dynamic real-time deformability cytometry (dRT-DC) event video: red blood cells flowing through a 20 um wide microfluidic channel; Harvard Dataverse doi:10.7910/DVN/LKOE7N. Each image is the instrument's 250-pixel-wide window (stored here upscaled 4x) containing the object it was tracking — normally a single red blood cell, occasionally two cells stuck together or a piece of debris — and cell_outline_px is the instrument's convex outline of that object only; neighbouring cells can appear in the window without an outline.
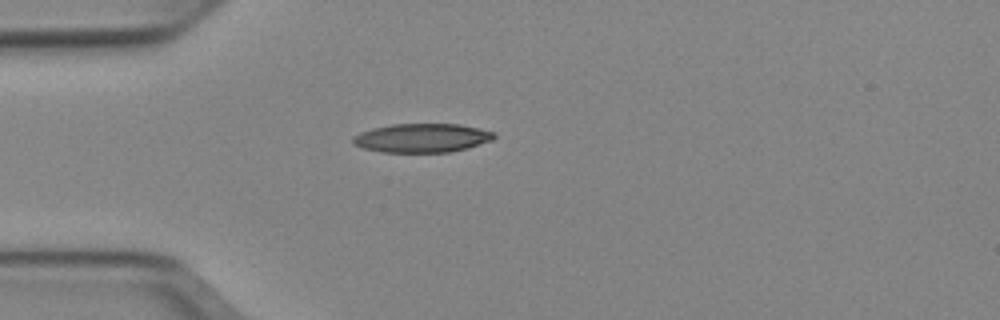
{"species": "Egyptian fruit bat (a non-hibernating species)", "species_latin": "Rousettus aegyptiacus", "temperature_condition": "cold", "stored_images_in_passage": 38, "camera_frame_rate_fps": 3000, "um_per_image_px": 0.085, "animal": {"sex": "female"}, "frame": {"image": 1, "passage_image": 1, "time_ms": 0.0, "image_size_px": [1000, 320], "cell_outline_px": [[496, 136], [492, 140], [468, 148], [448, 152], [380, 152], [364, 148], [352, 144], [352, 136], [360, 132], [372, 128], [392, 124], [460, 124], [496, 132]], "centroid_in_image_um": [35.86, 11.72], "position_along_channel_um": 49.1, "area_um2": 23.87}}
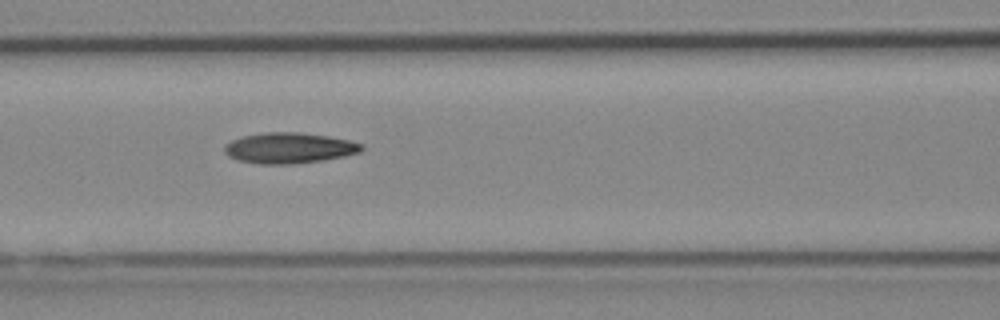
{"frame": {"image": 2, "passage_image": 9, "time_ms": 2.667, "image_size_px": [1000, 320], "cell_outline_px": [[364, 148], [360, 152], [344, 156], [324, 160], [296, 164], [256, 164], [236, 160], [228, 156], [224, 152], [224, 144], [240, 136], [264, 132], [300, 132], [328, 136], [348, 140], [364, 144]], "centroid_in_image_um": [24.55, 12.58], "position_along_channel_um": 142.1, "area_um2": 24.91}}
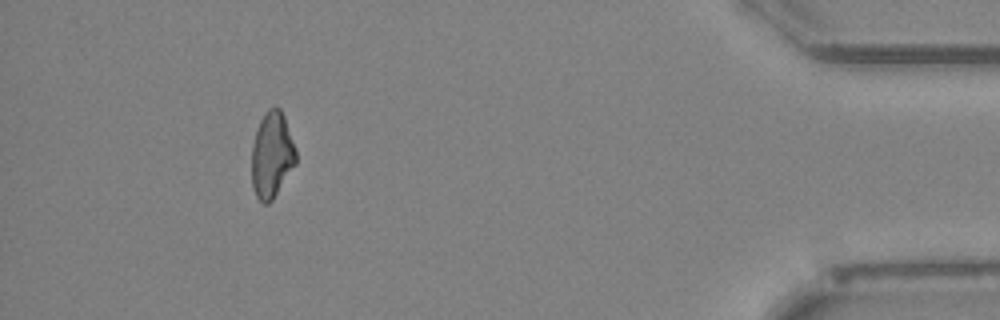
{"frame": {"image": 3, "passage_image": 34, "time_ms": 11.0, "image_size_px": [1000, 320], "cell_outline_px": [[296, 164], [272, 200], [268, 204], [264, 204], [256, 196], [252, 188], [252, 144], [260, 120], [264, 112], [268, 108], [280, 108], [284, 116], [296, 148]], "centroid_in_image_um": [23.11, 13.18], "position_along_channel_um": 412.1, "area_um2": 22.2}, "authors_computed_cell_mechanics": {"area_um2": 23.3512, "velocity_mm_per_s": 3.9559, "shape_relaxation_time_tau1_ms": 9.2144, "shape_relaxation_time_tau2_ms": 5.6429, "deformation_change_tau1": 0.2231, "deformation_change_tau2": 0.1512}}